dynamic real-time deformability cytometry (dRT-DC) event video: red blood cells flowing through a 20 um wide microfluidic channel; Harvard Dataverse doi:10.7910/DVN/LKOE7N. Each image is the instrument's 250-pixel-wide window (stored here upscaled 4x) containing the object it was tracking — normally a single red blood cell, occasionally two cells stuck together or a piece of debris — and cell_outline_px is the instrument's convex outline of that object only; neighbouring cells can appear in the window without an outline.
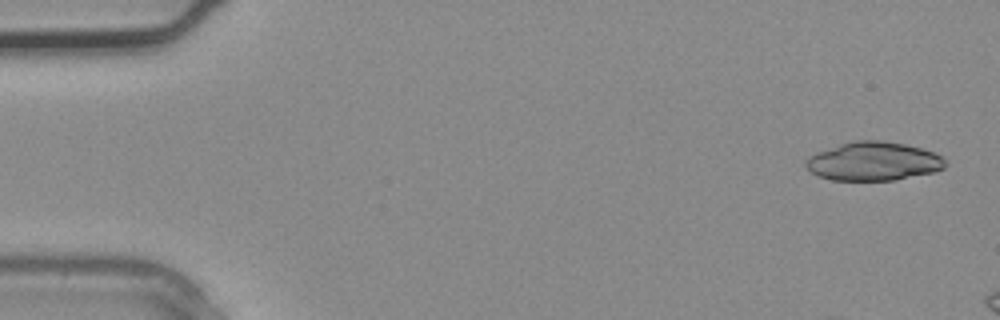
{"species": "common noctule bat (a hibernating species)", "species_latin": "Nyctalus noctula", "temperature_condition": "warm", "stored_images_in_passage": 3, "camera_frame_rate_fps": 3000, "um_per_image_px": 0.085, "animal": {"sex": "male", "body_mass_g": 20.4}, "frame": {"image": 1, "passage_image": 1, "time_ms": 0.0, "image_size_px": [1000, 320], "cell_outline_px": [[948, 164], [944, 168], [932, 172], [896, 180], [832, 180], [820, 176], [812, 172], [804, 164], [804, 160], [808, 156], [816, 152], [840, 144], [856, 140], [880, 140], [904, 144], [920, 148], [932, 152], [940, 156]], "centroid_in_image_um": [74.22, 13.71], "position_along_channel_um": 10.8, "area_um2": 31.27}}